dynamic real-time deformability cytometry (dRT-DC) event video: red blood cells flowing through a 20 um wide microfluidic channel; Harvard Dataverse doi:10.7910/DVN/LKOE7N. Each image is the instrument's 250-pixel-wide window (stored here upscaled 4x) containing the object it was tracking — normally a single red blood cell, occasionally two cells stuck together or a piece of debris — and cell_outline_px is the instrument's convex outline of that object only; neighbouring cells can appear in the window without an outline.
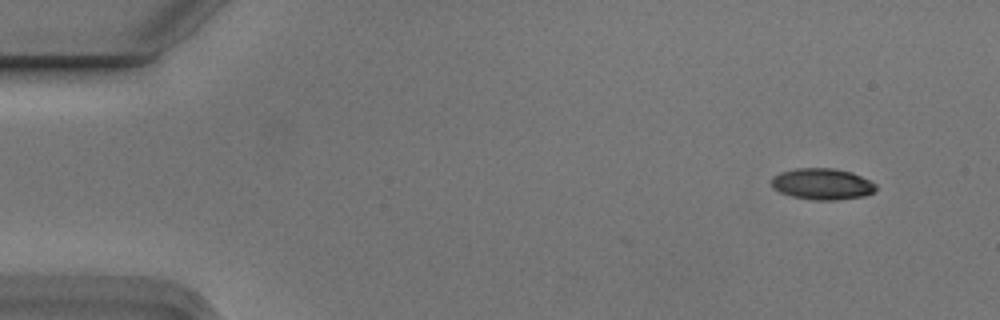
{"species": "Egyptian fruit bat (a non-hibernating species)", "species_latin": "Rousettus aegyptiacus", "temperature_condition": "cold", "stored_images_in_passage": 6, "camera_frame_rate_fps": 3000, "um_per_image_px": 0.085, "animal": {"sex": "male"}, "frame": {"image": 1, "passage_image": 6, "time_ms": 1.667, "image_size_px": [1000, 320], "cell_outline_px": [[876, 188], [872, 192], [864, 196], [836, 200], [812, 200], [792, 196], [780, 192], [772, 188], [772, 176], [780, 172], [796, 168], [836, 168], [852, 172], [876, 184]], "centroid_in_image_um": [69.86, 15.63], "position_along_channel_um": 15.1, "area_um2": 19.07}}